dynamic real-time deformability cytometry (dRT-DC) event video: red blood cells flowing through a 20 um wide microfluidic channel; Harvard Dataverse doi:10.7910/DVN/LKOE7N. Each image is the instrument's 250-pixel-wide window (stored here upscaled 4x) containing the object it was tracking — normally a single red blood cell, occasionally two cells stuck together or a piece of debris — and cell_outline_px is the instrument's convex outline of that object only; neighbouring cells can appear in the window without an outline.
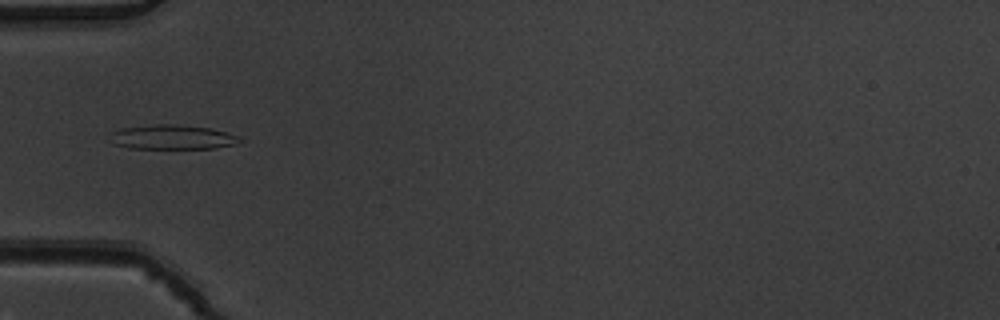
{"species": "common noctule bat (a hibernating species)", "species_latin": "Nyctalus noctula", "temperature_condition": "warm", "stored_images_in_passage": 8, "camera_frame_rate_fps": 3000, "um_per_image_px": 0.085, "animal": {"sex": "male", "body_mass_g": 19.5, "forearm_length_mm": 54.6}, "frame": {"image": 1, "passage_image": 4, "time_ms": 1.0, "image_size_px": [1000, 320], "cell_outline_px": [[244, 140], [236, 144], [216, 148], [132, 148], [112, 144], [108, 132], [120, 128], [156, 124], [176, 124], [208, 128], [240, 136]], "centroid_in_image_um": [14.61, 11.65], "position_along_channel_um": 70.4, "area_um2": 18.61}}
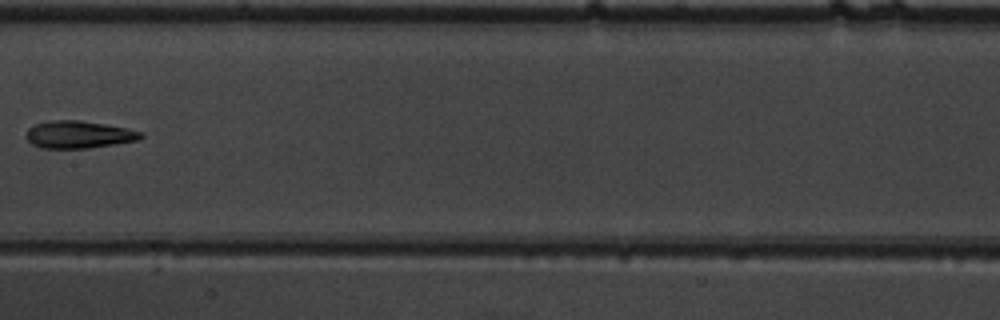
{"frame": {"image": 2, "passage_image": 7, "time_ms": 2.0, "image_size_px": [1000, 320], "cell_outline_px": [[144, 136], [136, 140], [116, 144], [88, 148], [40, 148], [32, 144], [28, 140], [28, 128], [36, 124], [48, 120], [80, 120], [104, 124], [144, 132]], "centroid_in_image_um": [6.69, 11.44], "position_along_channel_um": 200.7, "area_um2": 18.15}}
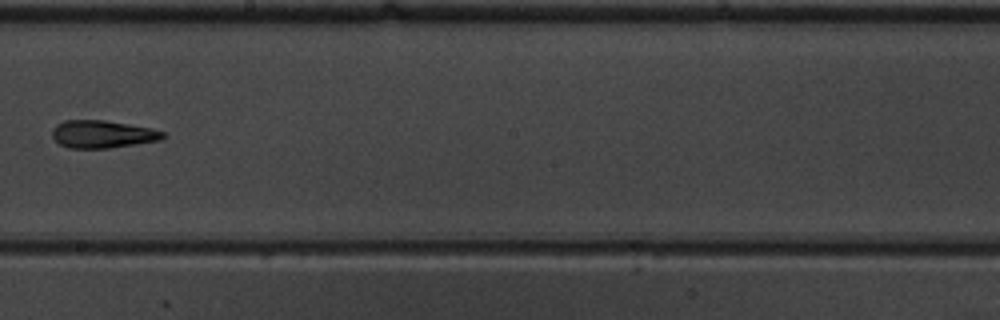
{"frame": {"image": 3, "passage_image": 8, "time_ms": 2.333, "image_size_px": [1000, 320], "cell_outline_px": [[164, 136], [160, 140], [136, 144], [108, 148], [68, 148], [60, 144], [52, 136], [52, 128], [56, 124], [64, 120], [104, 120], [152, 128], [164, 132]], "centroid_in_image_um": [8.68, 11.4], "position_along_channel_um": 239.5, "area_um2": 17.8}}